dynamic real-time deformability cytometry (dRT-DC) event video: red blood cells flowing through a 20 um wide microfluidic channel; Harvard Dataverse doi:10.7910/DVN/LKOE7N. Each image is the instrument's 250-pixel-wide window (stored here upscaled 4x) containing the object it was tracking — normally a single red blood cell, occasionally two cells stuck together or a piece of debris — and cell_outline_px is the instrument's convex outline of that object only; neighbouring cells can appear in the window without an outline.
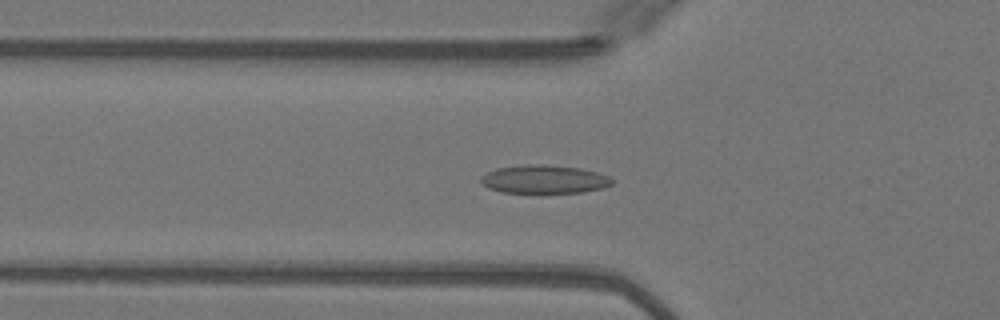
{"species": "Egyptian fruit bat (a non-hibernating species)", "species_latin": "Rousettus aegyptiacus", "temperature_condition": "warm", "stored_images_in_passage": 40, "camera_frame_rate_fps": 3000, "um_per_image_px": 0.085, "animal": {"sex": "female"}, "frame": {"image": 1, "passage_image": 11, "time_ms": 3.333, "image_size_px": [1000, 320], "cell_outline_px": [[616, 180], [612, 184], [604, 188], [580, 192], [500, 192], [488, 188], [480, 180], [480, 176], [496, 168], [524, 164], [544, 164], [580, 168], [596, 172], [608, 176]], "centroid_in_image_um": [46.26, 15.22], "position_along_channel_um": 79.5, "area_um2": 21.68}}
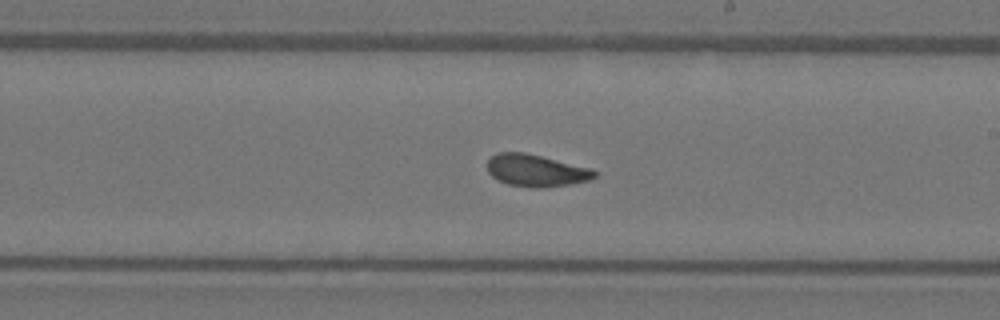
{"frame": {"image": 2, "passage_image": 23, "time_ms": 7.333, "image_size_px": [1000, 320], "cell_outline_px": [[596, 176], [588, 180], [572, 184], [544, 188], [532, 188], [508, 184], [492, 176], [488, 172], [488, 160], [492, 156], [500, 152], [524, 152], [592, 168], [596, 172]], "centroid_in_image_um": [45.58, 14.5], "position_along_channel_um": 243.4, "area_um2": 20.0}}
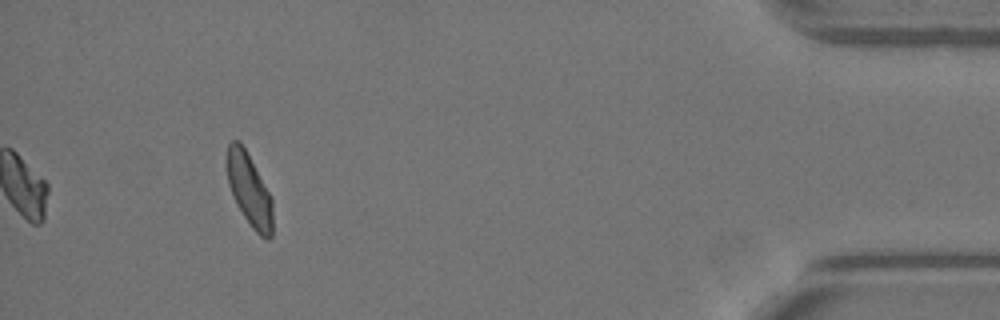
{"frame": {"image": 3, "passage_image": 40, "time_ms": 13.0, "image_size_px": [1000, 320], "cell_outline_px": [[272, 236], [268, 240], [260, 236], [252, 228], [244, 216], [228, 184], [228, 144], [232, 140], [240, 140], [268, 192], [272, 200]], "centroid_in_image_um": [21.21, 16.17], "position_along_channel_um": 414.0, "area_um2": 18.55}, "authors_computed_cell_mechanics": {"area_um2": 19.9988, "velocity_mm_per_s": 4.073, "shape_relaxation_time_tau1_ms": 4.6201, "shape_relaxation_time_tau2_ms": 2.2175, "deformation_change_tau1": 0.1345, "deformation_change_tau2": 0.0608}}